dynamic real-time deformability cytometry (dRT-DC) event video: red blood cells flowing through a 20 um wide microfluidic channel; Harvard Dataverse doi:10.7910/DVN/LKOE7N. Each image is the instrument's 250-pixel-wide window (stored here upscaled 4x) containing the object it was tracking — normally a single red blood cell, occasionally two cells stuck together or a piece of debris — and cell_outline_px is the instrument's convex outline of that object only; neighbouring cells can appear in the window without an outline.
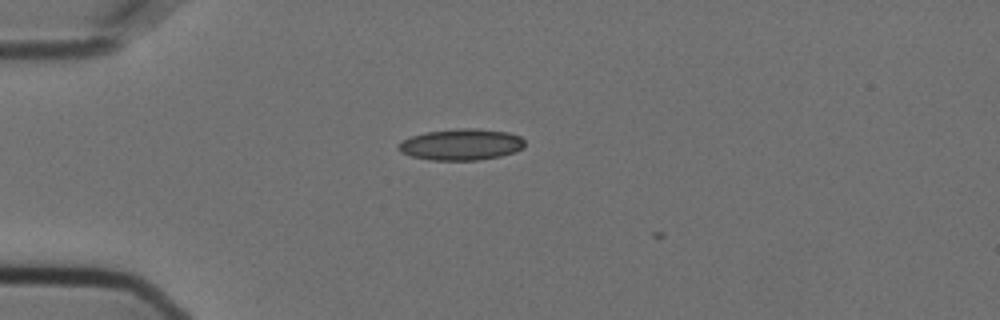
{"species": "Egyptian fruit bat (a non-hibernating species)", "species_latin": "Rousettus aegyptiacus", "temperature_condition": "cold", "stored_images_in_passage": 9, "camera_frame_rate_fps": 3000, "um_per_image_px": 0.085, "animal": {"sex": "female"}, "frame": {"image": 1, "passage_image": 8, "time_ms": 2.333, "image_size_px": [1000, 320], "cell_outline_px": [[524, 148], [516, 152], [500, 156], [476, 160], [432, 160], [412, 156], [400, 152], [396, 148], [404, 140], [412, 136], [424, 132], [460, 128], [476, 128], [508, 132], [520, 136], [524, 140]], "centroid_in_image_um": [39.23, 12.28], "position_along_channel_um": 45.8, "area_um2": 23.06}}